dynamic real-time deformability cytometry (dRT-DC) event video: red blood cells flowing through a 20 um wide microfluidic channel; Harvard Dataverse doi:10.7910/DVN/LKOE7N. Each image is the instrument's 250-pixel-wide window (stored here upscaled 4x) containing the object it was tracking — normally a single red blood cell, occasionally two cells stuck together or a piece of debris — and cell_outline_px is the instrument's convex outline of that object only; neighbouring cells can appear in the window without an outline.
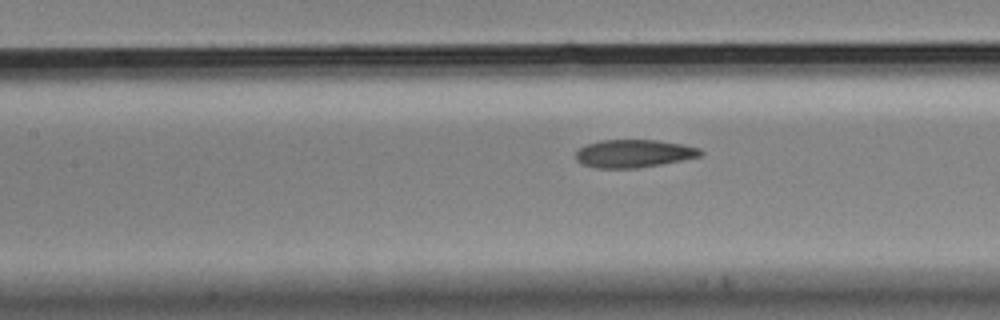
{"species": "Egyptian fruit bat (a non-hibernating species)", "species_latin": "Rousettus aegyptiacus", "temperature_condition": "cold", "stored_images_in_passage": 25, "camera_frame_rate_fps": 3000, "um_per_image_px": 0.085, "animal": {"sex": "male"}, "frame": {"image": 1, "passage_image": 23, "time_ms": 7.333, "image_size_px": [1000, 320], "cell_outline_px": [[704, 152], [700, 156], [660, 164], [636, 168], [596, 168], [580, 164], [576, 160], [576, 152], [580, 148], [588, 144], [600, 140], [656, 140], [684, 144], [700, 148]], "centroid_in_image_um": [53.86, 13.05], "position_along_channel_um": 153.5, "area_um2": 20.23}}